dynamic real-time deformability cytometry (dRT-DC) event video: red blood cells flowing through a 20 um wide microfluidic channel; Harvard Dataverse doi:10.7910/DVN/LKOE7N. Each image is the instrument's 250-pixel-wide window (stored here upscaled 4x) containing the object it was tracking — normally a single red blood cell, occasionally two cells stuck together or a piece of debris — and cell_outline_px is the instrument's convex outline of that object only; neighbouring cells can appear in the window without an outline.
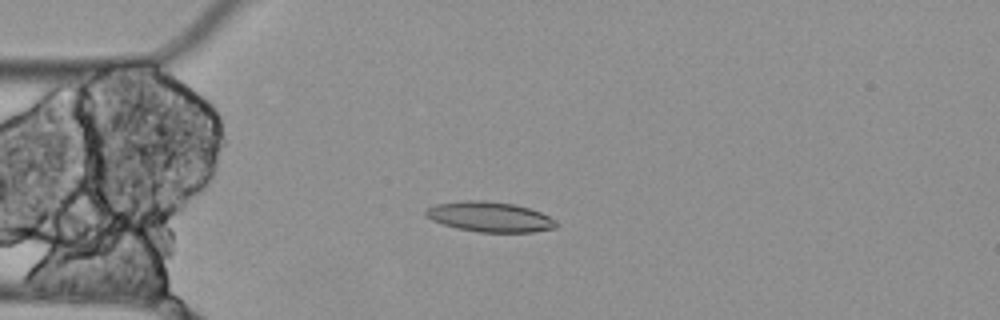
{"species": "Egyptian fruit bat (a non-hibernating species)", "species_latin": "Rousettus aegyptiacus", "temperature_condition": "cold", "stored_images_in_passage": 5, "camera_frame_rate_fps": 3000, "um_per_image_px": 0.085, "animal": {"sex": "female"}, "frame": {"image": 1, "passage_image": 4, "time_ms": 1.0, "image_size_px": [1000, 320], "cell_outline_px": [[556, 228], [532, 232], [480, 232], [456, 228], [432, 220], [424, 216], [424, 212], [428, 208], [436, 204], [464, 200], [484, 200], [516, 204], [540, 212], [556, 220]], "centroid_in_image_um": [41.62, 18.42], "position_along_channel_um": 43.4, "area_um2": 22.89}}